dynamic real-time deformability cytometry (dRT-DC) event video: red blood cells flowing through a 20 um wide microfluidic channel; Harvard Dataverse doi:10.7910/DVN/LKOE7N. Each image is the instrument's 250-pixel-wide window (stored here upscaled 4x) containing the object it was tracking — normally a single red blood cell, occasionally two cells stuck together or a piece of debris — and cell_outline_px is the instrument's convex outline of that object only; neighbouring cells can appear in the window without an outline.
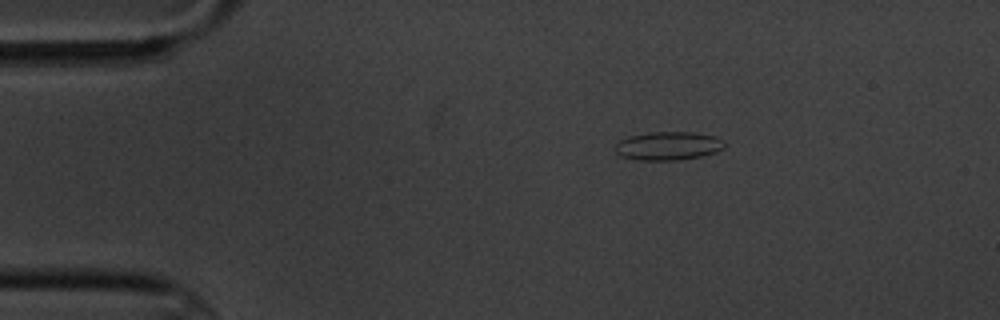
{"species": "common noctule bat (a hibernating species)", "species_latin": "Nyctalus noctula", "temperature_condition": "cold", "stored_images_in_passage": 3, "camera_frame_rate_fps": 3000, "um_per_image_px": 0.085, "animal": {"sex": "male", "body_mass_g": 20.1, "forearm_length_mm": 53.5}, "frame": {"image": 1, "passage_image": 1, "time_ms": 0.0, "image_size_px": [1000, 320], "cell_outline_px": [[724, 148], [716, 152], [700, 156], [680, 160], [636, 160], [620, 156], [616, 152], [616, 144], [620, 140], [628, 136], [652, 132], [692, 132], [716, 136], [724, 140]], "centroid_in_image_um": [56.8, 12.4], "position_along_channel_um": 28.2, "area_um2": 18.21}}